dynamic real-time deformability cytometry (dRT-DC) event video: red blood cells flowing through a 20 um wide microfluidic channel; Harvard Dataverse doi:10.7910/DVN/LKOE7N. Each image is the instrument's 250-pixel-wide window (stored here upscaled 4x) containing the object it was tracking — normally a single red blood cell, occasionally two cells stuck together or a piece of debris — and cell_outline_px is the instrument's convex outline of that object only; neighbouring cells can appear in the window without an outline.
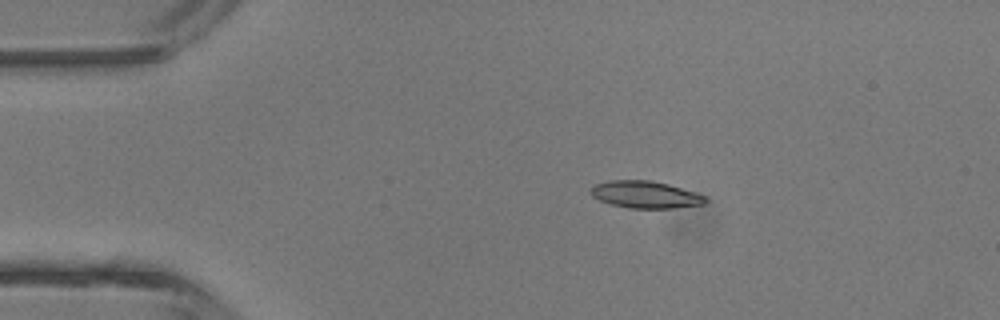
{"species": "common noctule bat (a hibernating species)", "species_latin": "Nyctalus noctula", "temperature_condition": "room temperature", "stored_images_in_passage": 4, "camera_frame_rate_fps": 3000, "um_per_image_px": 0.085, "animal": {"sex": "male", "body_mass_g": 13.3}, "frame": {"image": 1, "passage_image": 3, "time_ms": 2.667, "image_size_px": [1000, 320], "cell_outline_px": [[708, 200], [704, 204], [672, 208], [628, 208], [612, 204], [600, 200], [592, 196], [588, 192], [596, 184], [608, 180], [652, 180], [668, 184], [704, 196]], "centroid_in_image_um": [54.82, 16.54], "position_along_channel_um": 30.2, "area_um2": 17.92}}